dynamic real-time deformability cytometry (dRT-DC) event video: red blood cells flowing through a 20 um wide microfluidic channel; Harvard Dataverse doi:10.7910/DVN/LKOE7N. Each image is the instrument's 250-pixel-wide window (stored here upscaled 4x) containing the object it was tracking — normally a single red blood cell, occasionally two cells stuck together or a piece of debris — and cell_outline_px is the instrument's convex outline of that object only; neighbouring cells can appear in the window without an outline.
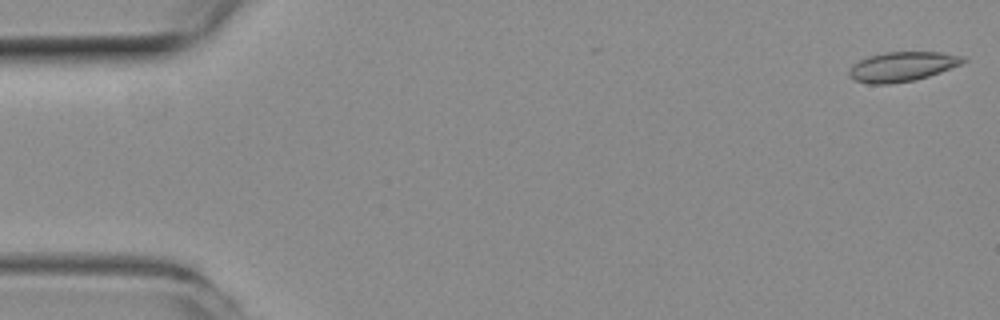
{"species": "common noctule bat (a hibernating species)", "species_latin": "Nyctalus noctula", "temperature_condition": "room temperature", "stored_images_in_passage": 48, "camera_frame_rate_fps": 3000, "um_per_image_px": 0.085, "animal": {"sex": "female", "body_mass_g": 19.3, "forearm_length_mm": 54.1}, "frame": {"image": 1, "passage_image": 1, "time_ms": 0.0, "image_size_px": [1000, 320], "cell_outline_px": [[968, 60], [960, 64], [940, 72], [916, 80], [888, 84], [868, 84], [856, 80], [848, 76], [848, 72], [852, 64], [868, 56], [888, 52], [940, 52], [968, 56]], "centroid_in_image_um": [76.7, 5.66], "position_along_channel_um": 8.3, "area_um2": 19.77}}
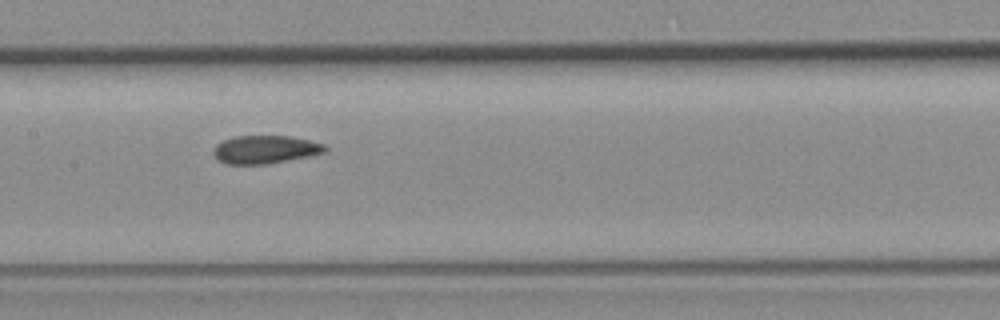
{"frame": {"image": 2, "passage_image": 25, "time_ms": 8.0, "image_size_px": [1000, 320], "cell_outline_px": [[328, 148], [324, 152], [308, 156], [268, 164], [224, 164], [212, 156], [212, 148], [216, 144], [224, 140], [236, 136], [292, 136], [324, 144]], "centroid_in_image_um": [22.48, 12.71], "position_along_channel_um": 184.9, "area_um2": 18.38}}
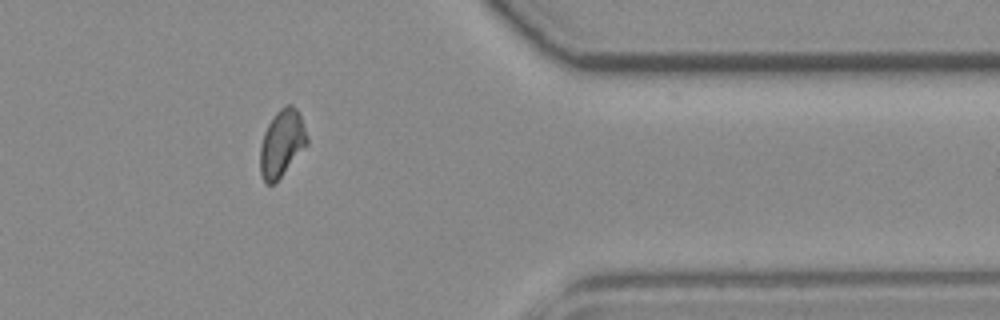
{"frame": {"image": 3, "passage_image": 42, "time_ms": 13.667, "image_size_px": [1000, 320], "cell_outline_px": [[308, 144], [280, 176], [272, 184], [264, 184], [260, 172], [260, 148], [264, 132], [268, 124], [276, 112], [280, 108], [288, 104], [292, 104], [296, 108], [300, 116], [308, 140]], "centroid_in_image_um": [23.93, 12.17], "position_along_channel_um": 387.5, "area_um2": 17.98}, "authors_computed_cell_mechanics": {"area_um2": 18.8139, "velocity_mm_per_s": 3.9398, "shape_relaxation_time_tau1_ms": null, "shape_relaxation_time_tau2_ms": 2.5235, "deformation_change_tau1": null, "deformation_change_tau2": 0.0446}}